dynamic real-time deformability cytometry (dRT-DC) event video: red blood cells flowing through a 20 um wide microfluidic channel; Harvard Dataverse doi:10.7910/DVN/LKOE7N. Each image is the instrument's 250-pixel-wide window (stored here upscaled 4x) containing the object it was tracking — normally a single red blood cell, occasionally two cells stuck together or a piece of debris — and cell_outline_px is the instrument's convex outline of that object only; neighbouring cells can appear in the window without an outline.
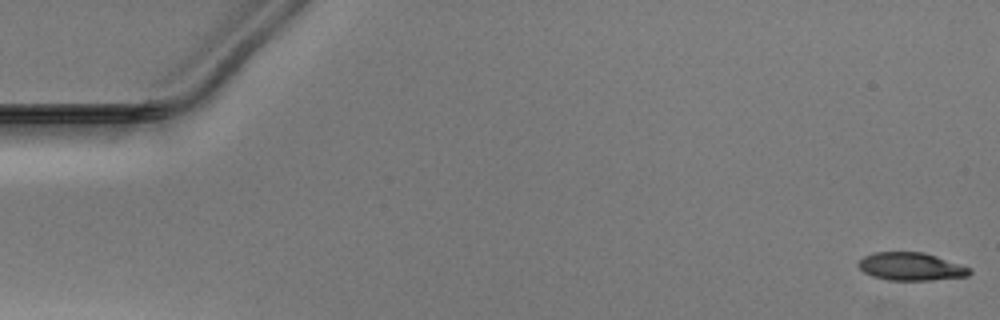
{"species": "Egyptian fruit bat (a non-hibernating species)", "species_latin": "Rousettus aegyptiacus", "temperature_condition": "warm", "stored_images_in_passage": 51, "camera_frame_rate_fps": 3000, "um_per_image_px": 0.085, "animal": {"sex": "male"}, "frame": {"image": 1, "passage_image": 1, "time_ms": 0.0, "image_size_px": [1000, 320], "cell_outline_px": [[972, 272], [968, 276], [932, 280], [888, 280], [872, 276], [864, 272], [856, 264], [864, 256], [872, 252], [924, 252], [972, 268]], "centroid_in_image_um": [77.43, 22.65], "position_along_channel_um": 7.6, "area_um2": 18.15}}
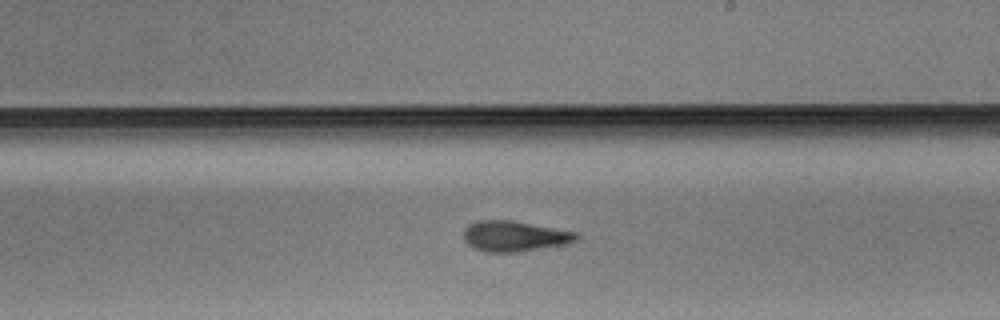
{"frame": {"image": 2, "passage_image": 30, "time_ms": 9.667, "image_size_px": [1000, 320], "cell_outline_px": [[580, 236], [576, 240], [568, 244], [516, 252], [488, 252], [476, 248], [468, 244], [464, 240], [464, 228], [468, 224], [480, 220], [512, 220], [576, 232]], "centroid_in_image_um": [43.74, 20.07], "position_along_channel_um": 245.3, "area_um2": 20.0}}
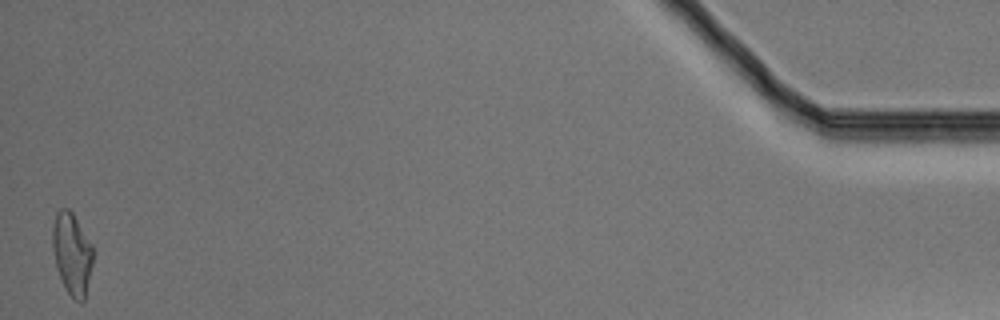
{"frame": {"image": 3, "passage_image": 51, "time_ms": 16.667, "image_size_px": [1000, 320], "cell_outline_px": [[92, 264], [84, 300], [76, 300], [68, 292], [60, 276], [56, 264], [52, 248], [52, 228], [56, 212], [60, 208], [68, 208], [72, 212], [92, 244]], "centroid_in_image_um": [6.1, 21.5], "position_along_channel_um": 429.1, "area_um2": 18.9}}